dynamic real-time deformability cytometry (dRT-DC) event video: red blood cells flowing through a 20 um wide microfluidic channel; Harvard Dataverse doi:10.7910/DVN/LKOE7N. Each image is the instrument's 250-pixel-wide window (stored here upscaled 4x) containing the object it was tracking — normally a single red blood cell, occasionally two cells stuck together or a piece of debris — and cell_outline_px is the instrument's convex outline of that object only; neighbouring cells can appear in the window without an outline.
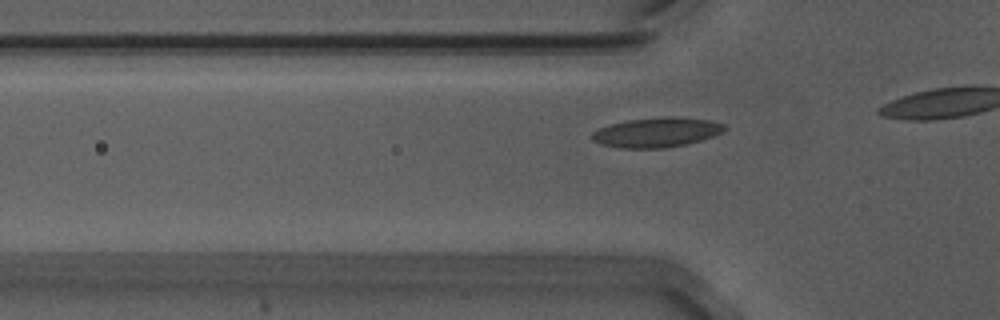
{"species": "Egyptian fruit bat (a non-hibernating species)", "species_latin": "Rousettus aegyptiacus", "temperature_condition": "warm", "stored_images_in_passage": 16, "camera_frame_rate_fps": 3000, "um_per_image_px": 0.085, "animal": {"sex": "male"}, "frame": {"image": 1, "passage_image": 10, "time_ms": 3.0, "image_size_px": [1000, 320], "cell_outline_px": [[728, 128], [724, 132], [700, 140], [668, 148], [620, 148], [600, 144], [592, 140], [592, 132], [600, 128], [612, 124], [628, 120], [664, 116], [672, 116], [708, 120], [724, 124]], "centroid_in_image_um": [55.82, 11.25], "position_along_channel_um": 70.0, "area_um2": 22.89}}